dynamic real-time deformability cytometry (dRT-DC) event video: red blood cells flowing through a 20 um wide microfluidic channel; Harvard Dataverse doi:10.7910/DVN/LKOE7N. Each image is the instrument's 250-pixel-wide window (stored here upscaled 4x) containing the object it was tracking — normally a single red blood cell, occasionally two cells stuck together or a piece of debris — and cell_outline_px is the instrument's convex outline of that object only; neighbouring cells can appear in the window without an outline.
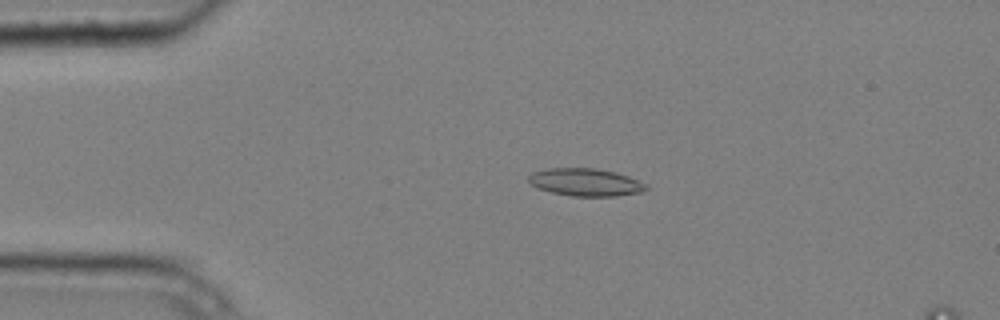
{"species": "common noctule bat (a hibernating species)", "species_latin": "Nyctalus noctula", "temperature_condition": "cold", "stored_images_in_passage": 3, "camera_frame_rate_fps": 3000, "um_per_image_px": 0.085, "animal": {"sex": "male", "body_mass_g": 20.4}, "frame": {"image": 1, "passage_image": 2, "time_ms": 0.333, "image_size_px": [1000, 320], "cell_outline_px": [[648, 188], [640, 192], [616, 196], [572, 196], [552, 192], [536, 188], [528, 180], [528, 176], [532, 172], [548, 168], [596, 168], [616, 172], [628, 176], [648, 184]], "centroid_in_image_um": [49.77, 15.48], "position_along_channel_um": 35.2, "area_um2": 18.96}}